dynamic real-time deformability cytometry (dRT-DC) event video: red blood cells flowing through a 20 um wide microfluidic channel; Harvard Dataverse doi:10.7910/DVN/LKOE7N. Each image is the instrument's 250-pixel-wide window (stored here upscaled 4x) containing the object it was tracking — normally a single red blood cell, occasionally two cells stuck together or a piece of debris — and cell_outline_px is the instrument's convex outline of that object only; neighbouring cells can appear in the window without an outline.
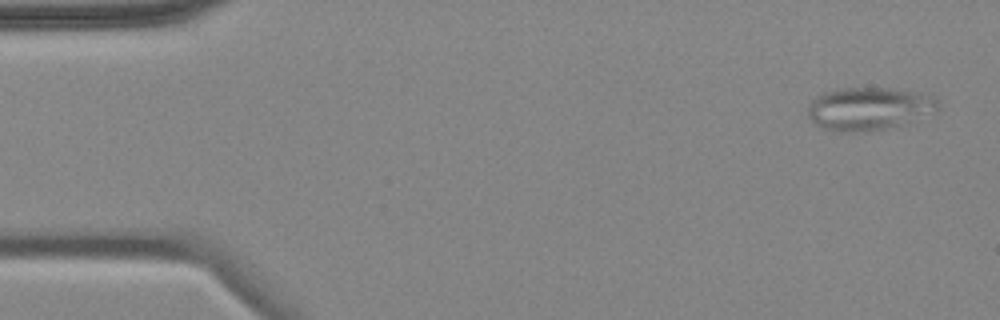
{"species": "common noctule bat (a hibernating species)", "species_latin": "Nyctalus noctula", "temperature_condition": "cold", "stored_images_in_passage": 3, "camera_frame_rate_fps": 3000, "um_per_image_px": 0.085, "animal": {"sex": "female", "body_mass_g": 18.4}, "frame": {"image": 1, "passage_image": 1, "time_ms": 0.0, "image_size_px": [1000, 320], "cell_outline_px": [[940, 108], [936, 112], [900, 128], [868, 132], [840, 132], [820, 128], [808, 116], [808, 104], [816, 96], [824, 92], [844, 88], [892, 88], [924, 96], [936, 100]], "centroid_in_image_um": [73.85, 9.29], "position_along_channel_um": 11.2, "area_um2": 33.0}}